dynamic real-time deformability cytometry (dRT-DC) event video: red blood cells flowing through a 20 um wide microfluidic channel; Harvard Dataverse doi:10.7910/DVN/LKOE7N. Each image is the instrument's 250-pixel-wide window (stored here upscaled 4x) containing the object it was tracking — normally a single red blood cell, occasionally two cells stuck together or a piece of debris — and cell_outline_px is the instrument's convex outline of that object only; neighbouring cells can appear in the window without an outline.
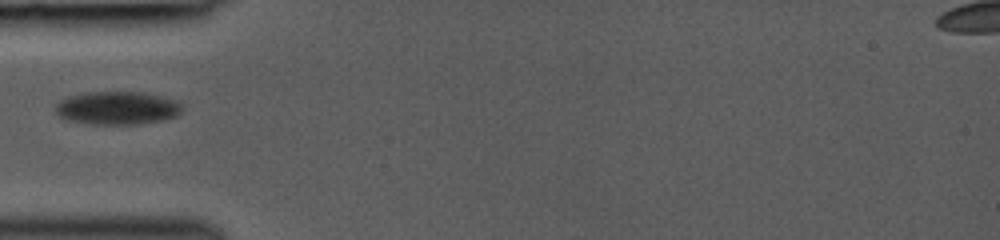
{"species": "common noctule bat (a hibernating species)", "species_latin": "Nyctalus noctula", "temperature_condition": "room temperature", "stored_images_in_passage": 38, "camera_frame_rate_fps": 3000, "um_per_image_px": 0.085, "animal": {"sex": "female", "body_mass_g": 19.0, "forearm_length_mm": 53.3}, "frame": {"image": 1, "passage_image": 1, "time_ms": 0.0, "image_size_px": [1000, 240], "cell_outline_px": [[184, 108], [176, 116], [164, 120], [140, 124], [92, 124], [64, 120], [56, 112], [56, 104], [60, 100], [68, 96], [84, 92], [140, 92], [160, 96], [176, 100]], "centroid_in_image_um": [9.95, 9.18], "position_along_channel_um": 75.0, "area_um2": 24.62}}
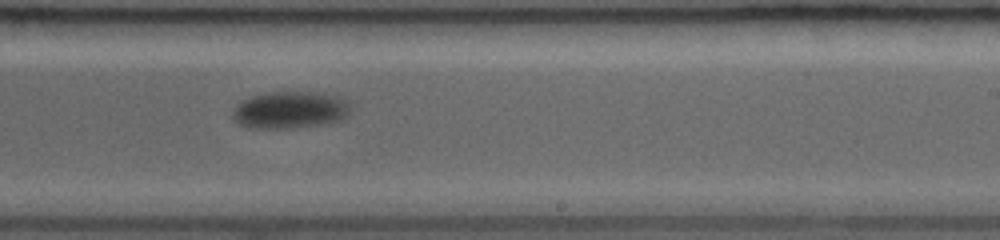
{"frame": {"image": 2, "passage_image": 18, "time_ms": 4.667, "image_size_px": [1000, 240], "cell_outline_px": [[348, 116], [344, 120], [320, 124], [292, 128], [248, 128], [240, 124], [232, 116], [232, 112], [236, 104], [252, 96], [268, 92], [316, 92], [336, 96], [344, 100], [348, 104]], "centroid_in_image_um": [24.63, 9.35], "position_along_channel_um": 264.4, "area_um2": 25.32}}
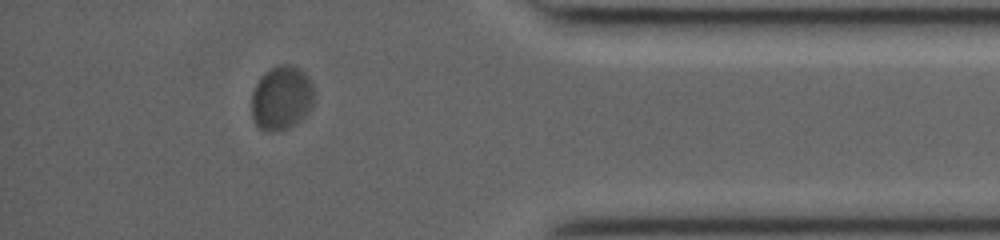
{"frame": {"image": 3, "passage_image": 32, "time_ms": 8.667, "image_size_px": [1000, 240], "cell_outline_px": [[312, 108], [296, 124], [288, 128], [276, 132], [268, 132], [260, 128], [256, 124], [252, 116], [252, 92], [260, 76], [264, 72], [280, 64], [288, 64], [300, 68], [308, 76], [312, 84]], "centroid_in_image_um": [23.92, 8.33], "position_along_channel_um": 411.3, "area_um2": 23.47}}